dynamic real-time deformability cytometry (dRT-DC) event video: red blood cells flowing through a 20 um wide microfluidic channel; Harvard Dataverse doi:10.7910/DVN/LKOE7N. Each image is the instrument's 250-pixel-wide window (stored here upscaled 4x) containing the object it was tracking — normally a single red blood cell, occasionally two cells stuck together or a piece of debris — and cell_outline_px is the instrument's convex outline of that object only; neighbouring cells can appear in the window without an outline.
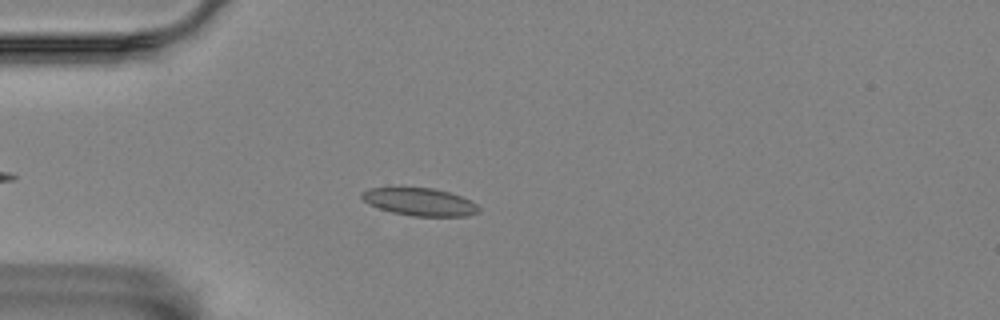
{"species": "Egyptian fruit bat (a non-hibernating species)", "species_latin": "Rousettus aegyptiacus", "temperature_condition": "room temperature", "stored_images_in_passage": 2, "camera_frame_rate_fps": 3000, "um_per_image_px": 0.085, "animal": {"sex": "female"}, "frame": {"image": 1, "passage_image": 2, "time_ms": 0.333, "image_size_px": [1000, 320], "cell_outline_px": [[480, 212], [468, 216], [412, 216], [392, 212], [368, 204], [360, 196], [360, 192], [368, 188], [432, 188], [448, 192], [460, 196], [476, 204], [480, 208]], "centroid_in_image_um": [35.66, 17.16], "position_along_channel_um": 49.3, "area_um2": 18.73}}